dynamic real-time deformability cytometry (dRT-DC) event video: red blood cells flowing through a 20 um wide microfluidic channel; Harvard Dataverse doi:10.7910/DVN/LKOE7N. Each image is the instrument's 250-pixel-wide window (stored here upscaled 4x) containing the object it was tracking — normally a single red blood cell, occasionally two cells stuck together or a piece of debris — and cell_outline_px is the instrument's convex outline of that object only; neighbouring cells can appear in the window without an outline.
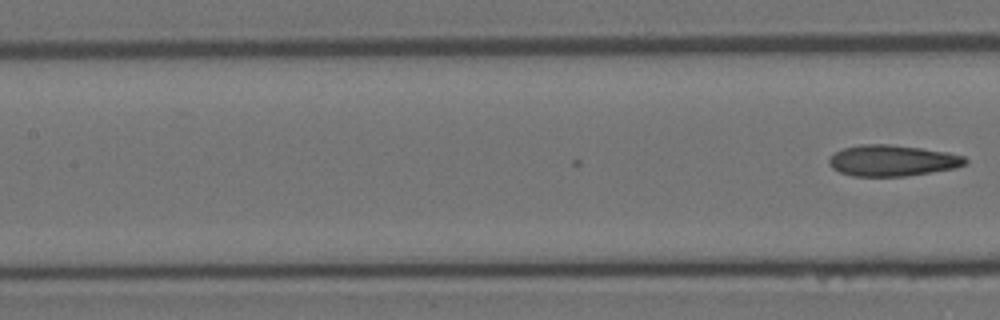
{"species": "Egyptian fruit bat (a non-hibernating species)", "species_latin": "Rousettus aegyptiacus", "temperature_condition": "room temperature", "stored_images_in_passage": 19, "camera_frame_rate_fps": 3000, "um_per_image_px": 0.085, "animal": {"sex": "female"}, "frame": {"image": 1, "passage_image": 19, "time_ms": 6.0, "image_size_px": [1000, 320], "cell_outline_px": [[968, 160], [964, 164], [956, 168], [932, 172], [904, 176], [852, 176], [840, 172], [832, 168], [828, 164], [828, 160], [836, 152], [844, 148], [860, 144], [888, 144], [920, 148], [948, 152], [964, 156]], "centroid_in_image_um": [75.85, 13.65], "position_along_channel_um": 131.6, "area_um2": 24.62}}